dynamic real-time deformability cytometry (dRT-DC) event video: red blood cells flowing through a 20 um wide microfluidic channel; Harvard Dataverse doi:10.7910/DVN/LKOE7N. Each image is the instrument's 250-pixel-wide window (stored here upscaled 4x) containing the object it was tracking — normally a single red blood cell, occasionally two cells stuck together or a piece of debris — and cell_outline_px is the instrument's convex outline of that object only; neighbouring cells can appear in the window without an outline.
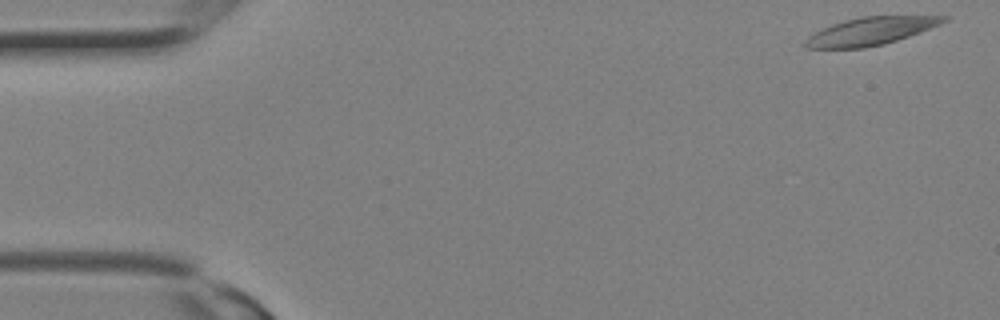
{"species": "Egyptian fruit bat (a non-hibernating species)", "species_latin": "Rousettus aegyptiacus", "temperature_condition": "room temperature", "stored_images_in_passage": 9, "camera_frame_rate_fps": 3000, "um_per_image_px": 0.085, "animal": {"sex": "female"}, "frame": {"image": 1, "passage_image": 1, "time_ms": 0.0, "image_size_px": [1000, 320], "cell_outline_px": [[948, 20], [940, 24], [908, 36], [884, 44], [864, 48], [804, 48], [804, 40], [808, 36], [832, 24], [844, 20], [860, 16], [948, 16]], "centroid_in_image_um": [73.96, 2.65], "position_along_channel_um": 11.0, "area_um2": 22.14}}
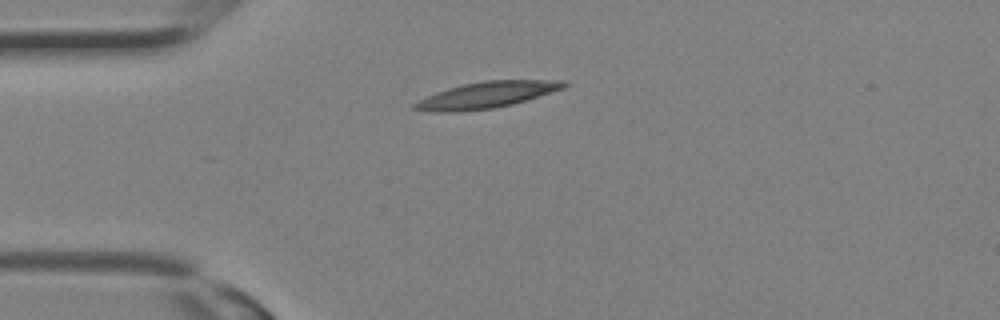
{"frame": {"image": 2, "passage_image": 7, "time_ms": 2.0, "image_size_px": [1000, 320], "cell_outline_px": [[572, 84], [564, 88], [512, 104], [492, 108], [460, 112], [436, 112], [412, 108], [412, 104], [436, 92], [448, 88], [464, 84], [484, 80], [568, 80]], "centroid_in_image_um": [41.41, 8.06], "position_along_channel_um": 43.6, "area_um2": 22.77}}